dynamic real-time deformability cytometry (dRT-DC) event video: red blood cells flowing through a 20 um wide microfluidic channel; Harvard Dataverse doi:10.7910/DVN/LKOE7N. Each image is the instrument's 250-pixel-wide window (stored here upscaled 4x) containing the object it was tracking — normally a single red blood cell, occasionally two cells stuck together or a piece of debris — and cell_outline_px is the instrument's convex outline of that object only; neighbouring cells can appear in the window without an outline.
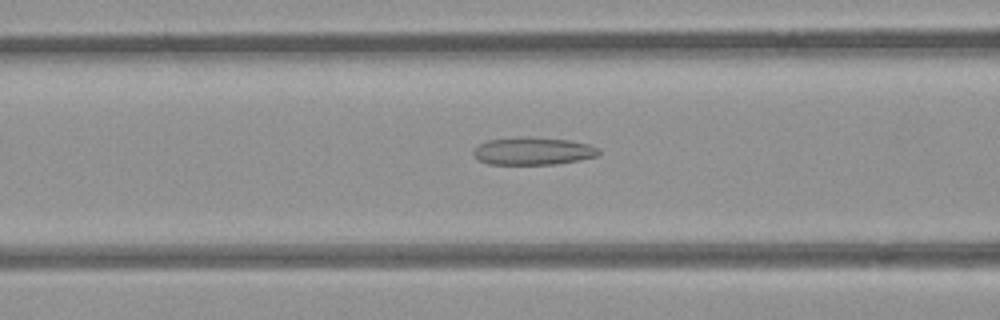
{"species": "common noctule bat (a hibernating species)", "species_latin": "Nyctalus noctula", "temperature_condition": "room temperature", "stored_images_in_passage": 36, "camera_frame_rate_fps": 3000, "um_per_image_px": 0.085, "animal": {"sex": "female", "body_mass_g": 21.9}, "frame": {"image": 1, "passage_image": 5, "time_ms": 1.333, "image_size_px": [1000, 320], "cell_outline_px": [[600, 152], [596, 156], [580, 160], [556, 164], [488, 164], [480, 160], [472, 152], [480, 144], [488, 140], [520, 136], [524, 136], [568, 140], [588, 144], [600, 148]], "centroid_in_image_um": [45.33, 12.83], "position_along_channel_um": 121.3, "area_um2": 20.11}}
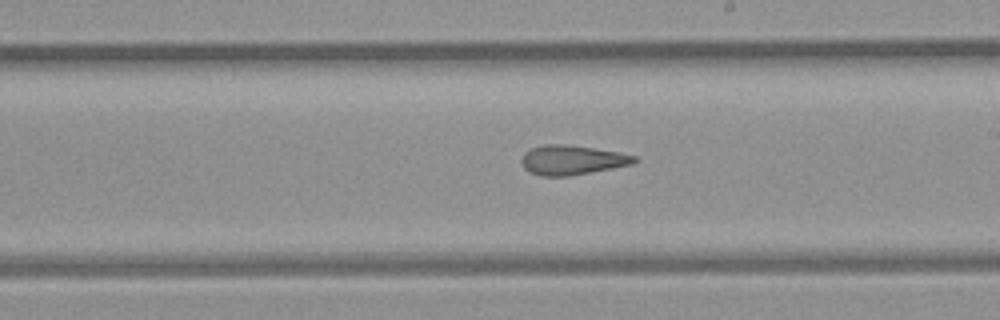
{"frame": {"image": 2, "passage_image": 14, "time_ms": 4.333, "image_size_px": [1000, 320], "cell_outline_px": [[636, 160], [632, 164], [612, 168], [568, 176], [544, 176], [532, 172], [524, 168], [520, 160], [524, 152], [532, 148], [544, 144], [564, 144], [620, 152], [636, 156]], "centroid_in_image_um": [48.6, 13.59], "position_along_channel_um": 240.4, "area_um2": 19.19}}
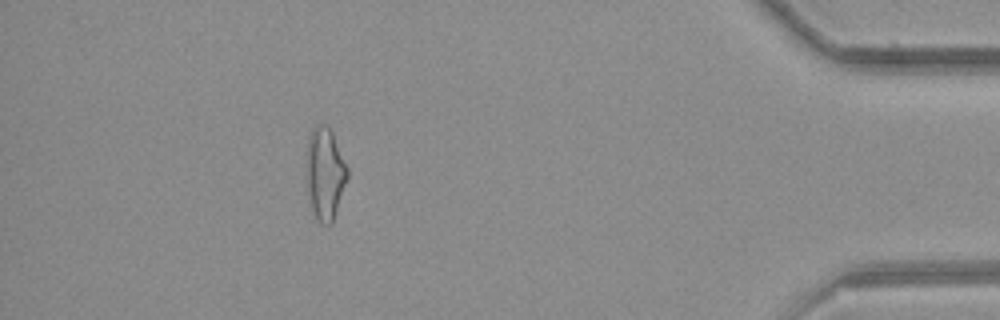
{"frame": {"image": 3, "passage_image": 31, "time_ms": 10.0, "image_size_px": [1000, 320], "cell_outline_px": [[348, 176], [332, 224], [320, 224], [316, 220], [312, 212], [308, 196], [308, 136], [312, 128], [316, 124], [328, 124], [332, 132], [348, 168]], "centroid_in_image_um": [27.63, 14.76], "position_along_channel_um": 407.6, "area_um2": 21.85}, "authors_computed_cell_mechanics": {"area_um2": 19.9699, "velocity_mm_per_s": 3.9625, "shape_relaxation_time_tau1_ms": null, "shape_relaxation_time_tau2_ms": 3.1329, "deformation_change_tau1": null, "deformation_change_tau2": 0.1138}}